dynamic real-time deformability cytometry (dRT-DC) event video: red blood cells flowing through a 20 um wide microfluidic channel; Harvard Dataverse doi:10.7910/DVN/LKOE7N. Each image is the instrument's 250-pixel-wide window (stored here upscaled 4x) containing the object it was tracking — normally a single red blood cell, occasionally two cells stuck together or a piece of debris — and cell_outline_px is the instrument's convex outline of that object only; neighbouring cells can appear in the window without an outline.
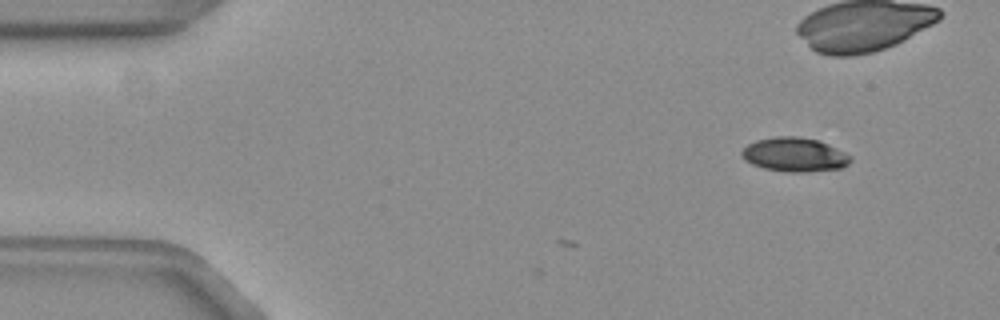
{"species": "common noctule bat (a hibernating species)", "species_latin": "Nyctalus noctula", "temperature_condition": "warm", "stored_images_in_passage": 8, "camera_frame_rate_fps": 3000, "um_per_image_px": 0.085, "animal": {"sex": "female", "body_mass_g": 19.3, "forearm_length_mm": 54.1}, "frame": {"image": 1, "passage_image": 8, "time_ms": 2.333, "image_size_px": [1000, 320], "cell_outline_px": [[852, 160], [848, 164], [840, 168], [804, 172], [784, 172], [764, 168], [752, 164], [744, 160], [740, 152], [748, 144], [756, 140], [776, 136], [796, 136], [816, 140], [828, 144], [852, 156]], "centroid_in_image_um": [67.52, 13.15], "position_along_channel_um": 17.5, "area_um2": 21.56}}